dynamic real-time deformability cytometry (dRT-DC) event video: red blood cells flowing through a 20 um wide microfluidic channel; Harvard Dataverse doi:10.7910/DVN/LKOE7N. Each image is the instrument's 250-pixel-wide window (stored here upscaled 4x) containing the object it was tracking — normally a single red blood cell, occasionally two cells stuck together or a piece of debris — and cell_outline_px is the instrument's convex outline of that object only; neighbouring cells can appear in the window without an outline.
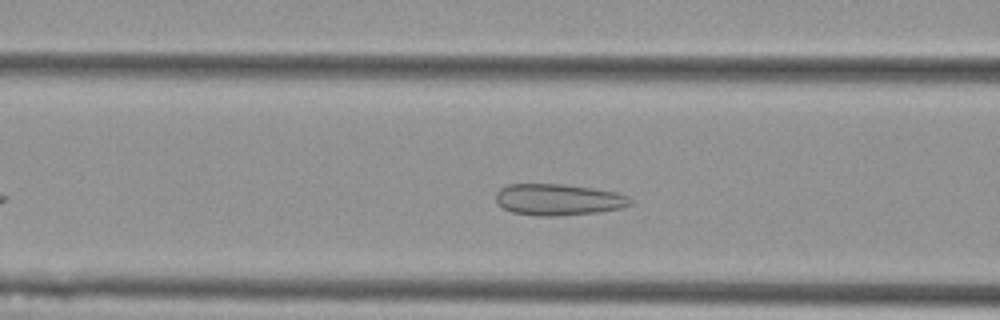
{"species": "Egyptian fruit bat (a non-hibernating species)", "species_latin": "Rousettus aegyptiacus", "temperature_condition": "cold", "stored_images_in_passage": 40, "camera_frame_rate_fps": 3000, "um_per_image_px": 0.085, "animal": {"sex": "female"}, "frame": {"image": 1, "passage_image": 14, "time_ms": 4.333, "image_size_px": [1000, 320], "cell_outline_px": [[632, 204], [620, 208], [596, 212], [556, 216], [536, 216], [512, 212], [504, 208], [496, 200], [496, 192], [500, 188], [508, 184], [564, 184], [592, 188], [616, 192], [628, 196], [632, 200]], "centroid_in_image_um": [47.45, 16.96], "position_along_channel_um": 119.2, "area_um2": 24.57}}
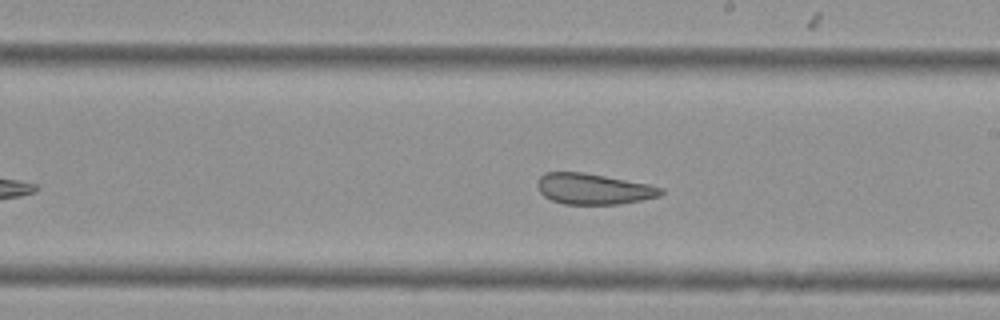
{"frame": {"image": 2, "passage_image": 24, "time_ms": 7.667, "image_size_px": [1000, 320], "cell_outline_px": [[664, 192], [660, 196], [620, 204], [564, 204], [552, 200], [544, 196], [540, 192], [536, 184], [540, 176], [544, 172], [584, 172], [648, 184], [664, 188]], "centroid_in_image_um": [50.43, 16.05], "position_along_channel_um": 238.6, "area_um2": 22.2}}
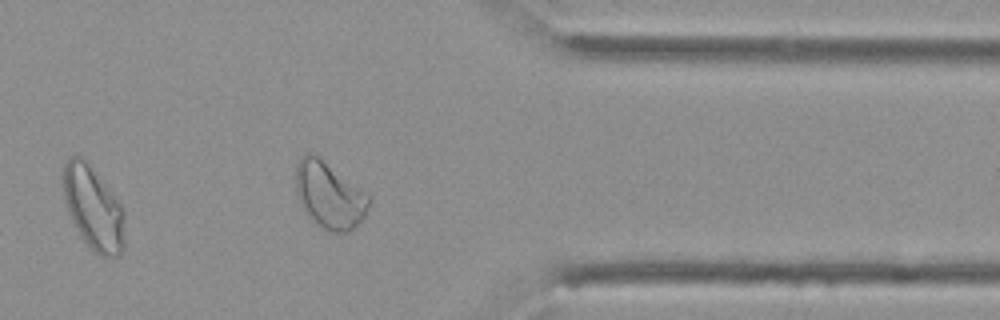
{"frame": {"image": 3, "passage_image": 37, "time_ms": 12.0, "image_size_px": [1000, 320], "cell_outline_px": [[124, 248], [116, 256], [100, 256], [80, 236], [64, 204], [60, 180], [60, 176], [64, 164], [72, 156], [80, 156], [88, 164], [120, 204], [124, 212]], "centroid_in_image_um": [7.87, 17.68], "position_along_channel_um": 403.5, "area_um2": 29.71}, "authors_computed_cell_mechanics": {"area_um2": 24.1893, "velocity_mm_per_s": 3.599, "shape_relaxation_time_tau1_ms": null, "shape_relaxation_time_tau2_ms": 1.2649, "deformation_change_tau1": null, "deformation_change_tau2": 0.0755}}